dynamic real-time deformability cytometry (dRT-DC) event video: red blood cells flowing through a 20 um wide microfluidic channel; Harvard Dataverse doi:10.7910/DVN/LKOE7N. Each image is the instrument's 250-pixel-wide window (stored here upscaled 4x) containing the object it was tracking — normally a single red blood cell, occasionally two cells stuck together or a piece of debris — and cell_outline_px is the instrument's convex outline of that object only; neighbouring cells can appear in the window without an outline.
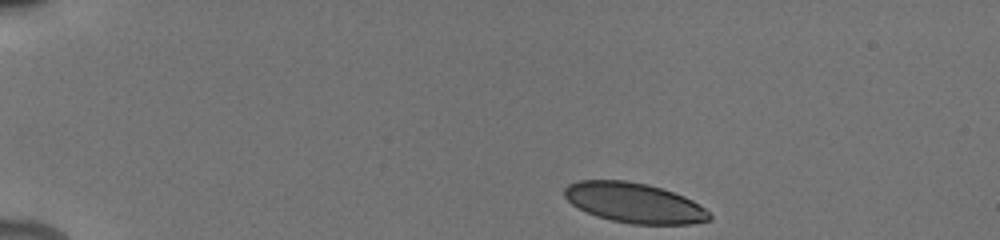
{"species": "human", "species_latin": "Homo sapiens", "temperature_condition": "cold", "stored_images_in_passage": 16, "camera_frame_rate_fps": 3000, "um_per_image_px": 0.085, "donor": {"sex": "male"}, "frame": {"image": 1, "passage_image": 1, "time_ms": 0.0, "image_size_px": [1000, 240], "cell_outline_px": [[712, 220], [692, 224], [632, 224], [612, 220], [596, 216], [572, 204], [564, 196], [564, 188], [568, 184], [580, 180], [628, 180], [648, 184], [684, 196], [692, 200], [704, 208], [712, 216]], "centroid_in_image_um": [53.92, 17.24], "position_along_channel_um": 31.1, "area_um2": 33.76}}